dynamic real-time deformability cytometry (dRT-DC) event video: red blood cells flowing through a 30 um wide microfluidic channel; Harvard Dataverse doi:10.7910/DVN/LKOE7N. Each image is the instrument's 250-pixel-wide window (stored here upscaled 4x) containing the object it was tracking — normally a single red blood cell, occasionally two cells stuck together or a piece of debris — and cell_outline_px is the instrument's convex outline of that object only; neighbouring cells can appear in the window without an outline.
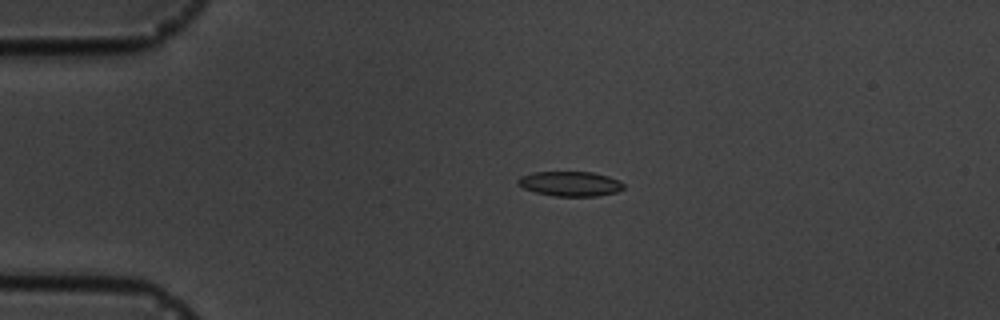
{"species": "common noctule bat (a hibernating species)", "species_latin": "Nyctalus noctula", "temperature_condition": "cold", "stored_images_in_passage": 5, "camera_frame_rate_fps": 3000, "um_per_image_px": 0.085, "animal": {"sex": "male", "body_mass_g": 19.5, "forearm_length_mm": 54.6}, "frame": {"image": 1, "passage_image": 4, "time_ms": 3.333, "image_size_px": [1000, 320], "cell_outline_px": [[624, 188], [616, 192], [596, 196], [552, 196], [536, 192], [524, 188], [516, 184], [516, 180], [520, 176], [536, 172], [592, 172], [608, 176], [620, 180], [624, 184]], "centroid_in_image_um": [48.46, 15.62], "position_along_channel_um": 36.5, "area_um2": 15.32}}